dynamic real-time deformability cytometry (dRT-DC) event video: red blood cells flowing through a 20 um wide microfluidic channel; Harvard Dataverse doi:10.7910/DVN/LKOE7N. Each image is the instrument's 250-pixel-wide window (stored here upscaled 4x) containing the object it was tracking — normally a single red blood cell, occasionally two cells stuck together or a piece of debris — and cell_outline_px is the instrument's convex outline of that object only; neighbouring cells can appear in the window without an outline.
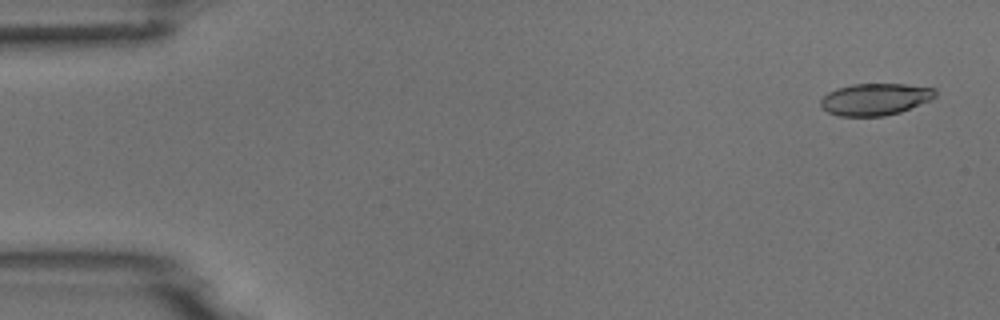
{"species": "common noctule bat (a hibernating species)", "species_latin": "Nyctalus noctula", "temperature_condition": "room temperature", "stored_images_in_passage": 6, "camera_frame_rate_fps": 3000, "um_per_image_px": 0.085, "animal": {"sex": "male", "body_mass_g": 18.8}, "frame": {"image": 1, "passage_image": 1, "time_ms": 0.0, "image_size_px": [1000, 320], "cell_outline_px": [[936, 96], [932, 100], [900, 112], [884, 116], [840, 116], [828, 112], [820, 104], [820, 100], [828, 92], [836, 88], [852, 84], [904, 84], [936, 88]], "centroid_in_image_um": [74.41, 8.43], "position_along_channel_um": 10.6, "area_um2": 21.39}}
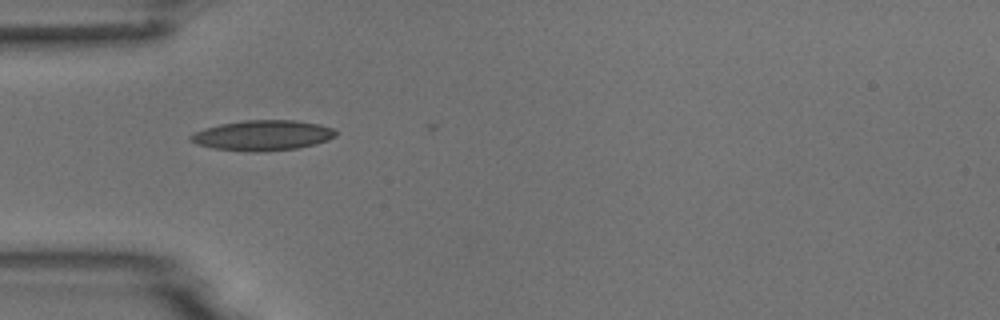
{"frame": {"image": 2, "passage_image": 5, "time_ms": 1.333, "image_size_px": [1000, 320], "cell_outline_px": [[336, 136], [328, 140], [316, 144], [296, 148], [256, 152], [252, 152], [212, 148], [196, 144], [188, 140], [188, 136], [204, 128], [220, 124], [244, 120], [296, 120], [320, 124], [332, 128], [336, 132]], "centroid_in_image_um": [22.3, 11.5], "position_along_channel_um": 62.7, "area_um2": 25.66}}